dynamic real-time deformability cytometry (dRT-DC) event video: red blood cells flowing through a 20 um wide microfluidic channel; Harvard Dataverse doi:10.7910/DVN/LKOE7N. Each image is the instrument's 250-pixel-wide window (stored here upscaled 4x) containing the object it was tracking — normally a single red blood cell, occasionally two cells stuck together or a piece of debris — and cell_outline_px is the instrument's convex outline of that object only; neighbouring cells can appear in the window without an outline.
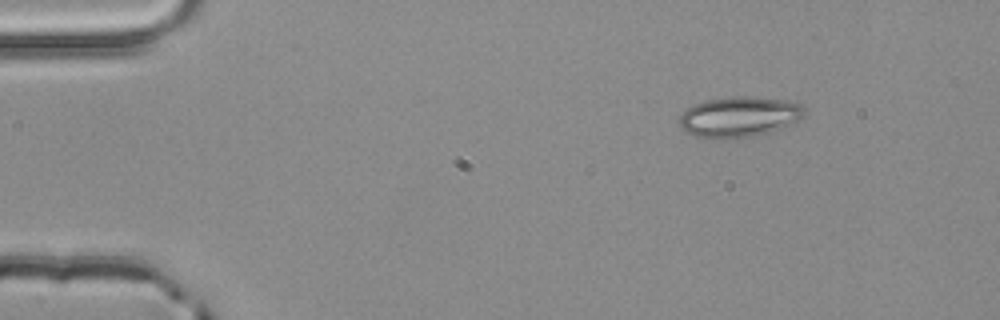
{"species": "common noctule bat (a hibernating species)", "species_latin": "Nyctalus noctula", "temperature_condition": "room temperature", "stored_images_in_passage": 3, "camera_frame_rate_fps": 3000, "um_per_image_px": 0.085, "animal": {"sex": "male", "body_mass_g": 20.4}, "frame": {"image": 1, "passage_image": 1, "time_ms": 0.0, "image_size_px": [1000, 320], "cell_outline_px": [[804, 116], [800, 120], [792, 124], [772, 132], [752, 136], [724, 140], [712, 140], [696, 136], [684, 132], [680, 128], [680, 116], [692, 104], [704, 100], [732, 96], [748, 96], [784, 100], [800, 104], [804, 108]], "centroid_in_image_um": [62.8, 9.95], "position_along_channel_um": 22.2, "area_um2": 30.06}}